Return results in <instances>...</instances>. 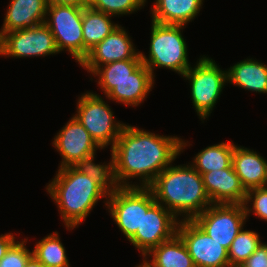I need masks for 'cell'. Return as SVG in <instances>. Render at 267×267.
<instances>
[{
    "instance_id": "obj_13",
    "label": "cell",
    "mask_w": 267,
    "mask_h": 267,
    "mask_svg": "<svg viewBox=\"0 0 267 267\" xmlns=\"http://www.w3.org/2000/svg\"><path fill=\"white\" fill-rule=\"evenodd\" d=\"M53 147L60 153L62 161L58 168L75 166L79 161L96 154L102 148L74 116L54 136Z\"/></svg>"
},
{
    "instance_id": "obj_18",
    "label": "cell",
    "mask_w": 267,
    "mask_h": 267,
    "mask_svg": "<svg viewBox=\"0 0 267 267\" xmlns=\"http://www.w3.org/2000/svg\"><path fill=\"white\" fill-rule=\"evenodd\" d=\"M232 165L246 191L264 186L267 160L256 151L235 145Z\"/></svg>"
},
{
    "instance_id": "obj_10",
    "label": "cell",
    "mask_w": 267,
    "mask_h": 267,
    "mask_svg": "<svg viewBox=\"0 0 267 267\" xmlns=\"http://www.w3.org/2000/svg\"><path fill=\"white\" fill-rule=\"evenodd\" d=\"M59 53L54 36L45 24L4 33L0 37V56L26 58Z\"/></svg>"
},
{
    "instance_id": "obj_30",
    "label": "cell",
    "mask_w": 267,
    "mask_h": 267,
    "mask_svg": "<svg viewBox=\"0 0 267 267\" xmlns=\"http://www.w3.org/2000/svg\"><path fill=\"white\" fill-rule=\"evenodd\" d=\"M28 238L16 241L0 260V267H25L32 251L26 247Z\"/></svg>"
},
{
    "instance_id": "obj_11",
    "label": "cell",
    "mask_w": 267,
    "mask_h": 267,
    "mask_svg": "<svg viewBox=\"0 0 267 267\" xmlns=\"http://www.w3.org/2000/svg\"><path fill=\"white\" fill-rule=\"evenodd\" d=\"M177 234L185 243L195 267H230L228 250L208 236L192 219H181Z\"/></svg>"
},
{
    "instance_id": "obj_3",
    "label": "cell",
    "mask_w": 267,
    "mask_h": 267,
    "mask_svg": "<svg viewBox=\"0 0 267 267\" xmlns=\"http://www.w3.org/2000/svg\"><path fill=\"white\" fill-rule=\"evenodd\" d=\"M46 190L56 203L67 230L78 227L100 199L109 195L74 166L59 168Z\"/></svg>"
},
{
    "instance_id": "obj_19",
    "label": "cell",
    "mask_w": 267,
    "mask_h": 267,
    "mask_svg": "<svg viewBox=\"0 0 267 267\" xmlns=\"http://www.w3.org/2000/svg\"><path fill=\"white\" fill-rule=\"evenodd\" d=\"M204 0H155L150 14L161 24L188 25L198 15Z\"/></svg>"
},
{
    "instance_id": "obj_6",
    "label": "cell",
    "mask_w": 267,
    "mask_h": 267,
    "mask_svg": "<svg viewBox=\"0 0 267 267\" xmlns=\"http://www.w3.org/2000/svg\"><path fill=\"white\" fill-rule=\"evenodd\" d=\"M189 81L193 106L201 121L210 116L219 99L224 84L228 83L227 70L221 69L215 60L203 55L182 76Z\"/></svg>"
},
{
    "instance_id": "obj_9",
    "label": "cell",
    "mask_w": 267,
    "mask_h": 267,
    "mask_svg": "<svg viewBox=\"0 0 267 267\" xmlns=\"http://www.w3.org/2000/svg\"><path fill=\"white\" fill-rule=\"evenodd\" d=\"M204 232L227 250L245 226L243 204H212L192 219Z\"/></svg>"
},
{
    "instance_id": "obj_28",
    "label": "cell",
    "mask_w": 267,
    "mask_h": 267,
    "mask_svg": "<svg viewBox=\"0 0 267 267\" xmlns=\"http://www.w3.org/2000/svg\"><path fill=\"white\" fill-rule=\"evenodd\" d=\"M146 2V0H89V6L111 16H123L142 9Z\"/></svg>"
},
{
    "instance_id": "obj_27",
    "label": "cell",
    "mask_w": 267,
    "mask_h": 267,
    "mask_svg": "<svg viewBox=\"0 0 267 267\" xmlns=\"http://www.w3.org/2000/svg\"><path fill=\"white\" fill-rule=\"evenodd\" d=\"M262 243L260 236L255 231L242 230L233 240L228 250V261L230 267H238L246 261Z\"/></svg>"
},
{
    "instance_id": "obj_23",
    "label": "cell",
    "mask_w": 267,
    "mask_h": 267,
    "mask_svg": "<svg viewBox=\"0 0 267 267\" xmlns=\"http://www.w3.org/2000/svg\"><path fill=\"white\" fill-rule=\"evenodd\" d=\"M234 146L233 141L210 145L195 155L191 165L201 175L210 171L228 168L232 164Z\"/></svg>"
},
{
    "instance_id": "obj_24",
    "label": "cell",
    "mask_w": 267,
    "mask_h": 267,
    "mask_svg": "<svg viewBox=\"0 0 267 267\" xmlns=\"http://www.w3.org/2000/svg\"><path fill=\"white\" fill-rule=\"evenodd\" d=\"M142 64L141 59H126L99 66L93 73L98 77V85L105 96L116 86L132 74Z\"/></svg>"
},
{
    "instance_id": "obj_5",
    "label": "cell",
    "mask_w": 267,
    "mask_h": 267,
    "mask_svg": "<svg viewBox=\"0 0 267 267\" xmlns=\"http://www.w3.org/2000/svg\"><path fill=\"white\" fill-rule=\"evenodd\" d=\"M180 220L156 202L148 187H143V221L129 241L144 258L153 248L177 234Z\"/></svg>"
},
{
    "instance_id": "obj_33",
    "label": "cell",
    "mask_w": 267,
    "mask_h": 267,
    "mask_svg": "<svg viewBox=\"0 0 267 267\" xmlns=\"http://www.w3.org/2000/svg\"><path fill=\"white\" fill-rule=\"evenodd\" d=\"M47 2L53 5H68L80 8L89 6V0H47Z\"/></svg>"
},
{
    "instance_id": "obj_7",
    "label": "cell",
    "mask_w": 267,
    "mask_h": 267,
    "mask_svg": "<svg viewBox=\"0 0 267 267\" xmlns=\"http://www.w3.org/2000/svg\"><path fill=\"white\" fill-rule=\"evenodd\" d=\"M78 98L74 118L102 149L108 145L112 148L126 124L116 121L112 108L98 94L86 91Z\"/></svg>"
},
{
    "instance_id": "obj_14",
    "label": "cell",
    "mask_w": 267,
    "mask_h": 267,
    "mask_svg": "<svg viewBox=\"0 0 267 267\" xmlns=\"http://www.w3.org/2000/svg\"><path fill=\"white\" fill-rule=\"evenodd\" d=\"M126 59H141V55L126 29L119 25L90 49L79 65L92 74L99 66Z\"/></svg>"
},
{
    "instance_id": "obj_4",
    "label": "cell",
    "mask_w": 267,
    "mask_h": 267,
    "mask_svg": "<svg viewBox=\"0 0 267 267\" xmlns=\"http://www.w3.org/2000/svg\"><path fill=\"white\" fill-rule=\"evenodd\" d=\"M150 48L148 57L140 52L142 63L154 75V69L166 68L181 76L191 67L188 47L184 40V25L151 22Z\"/></svg>"
},
{
    "instance_id": "obj_16",
    "label": "cell",
    "mask_w": 267,
    "mask_h": 267,
    "mask_svg": "<svg viewBox=\"0 0 267 267\" xmlns=\"http://www.w3.org/2000/svg\"><path fill=\"white\" fill-rule=\"evenodd\" d=\"M47 0H10L0 29V37L7 32L34 28L45 22Z\"/></svg>"
},
{
    "instance_id": "obj_22",
    "label": "cell",
    "mask_w": 267,
    "mask_h": 267,
    "mask_svg": "<svg viewBox=\"0 0 267 267\" xmlns=\"http://www.w3.org/2000/svg\"><path fill=\"white\" fill-rule=\"evenodd\" d=\"M111 15L95 10L90 6L83 8L82 30L84 39V58L90 49L104 40L119 24L111 20Z\"/></svg>"
},
{
    "instance_id": "obj_20",
    "label": "cell",
    "mask_w": 267,
    "mask_h": 267,
    "mask_svg": "<svg viewBox=\"0 0 267 267\" xmlns=\"http://www.w3.org/2000/svg\"><path fill=\"white\" fill-rule=\"evenodd\" d=\"M227 80L242 89L267 94V65L253 58L244 59L227 69Z\"/></svg>"
},
{
    "instance_id": "obj_1",
    "label": "cell",
    "mask_w": 267,
    "mask_h": 267,
    "mask_svg": "<svg viewBox=\"0 0 267 267\" xmlns=\"http://www.w3.org/2000/svg\"><path fill=\"white\" fill-rule=\"evenodd\" d=\"M188 141L125 125L111 148L119 187H148L183 152ZM138 179L132 184L130 179Z\"/></svg>"
},
{
    "instance_id": "obj_25",
    "label": "cell",
    "mask_w": 267,
    "mask_h": 267,
    "mask_svg": "<svg viewBox=\"0 0 267 267\" xmlns=\"http://www.w3.org/2000/svg\"><path fill=\"white\" fill-rule=\"evenodd\" d=\"M33 248L32 255L45 267H70L58 232L55 231L45 236Z\"/></svg>"
},
{
    "instance_id": "obj_21",
    "label": "cell",
    "mask_w": 267,
    "mask_h": 267,
    "mask_svg": "<svg viewBox=\"0 0 267 267\" xmlns=\"http://www.w3.org/2000/svg\"><path fill=\"white\" fill-rule=\"evenodd\" d=\"M148 256L152 259L149 260ZM144 259L149 267H195L185 243L178 234L153 248Z\"/></svg>"
},
{
    "instance_id": "obj_2",
    "label": "cell",
    "mask_w": 267,
    "mask_h": 267,
    "mask_svg": "<svg viewBox=\"0 0 267 267\" xmlns=\"http://www.w3.org/2000/svg\"><path fill=\"white\" fill-rule=\"evenodd\" d=\"M189 164H171L148 186L157 203L183 220L193 219L212 205L202 175Z\"/></svg>"
},
{
    "instance_id": "obj_29",
    "label": "cell",
    "mask_w": 267,
    "mask_h": 267,
    "mask_svg": "<svg viewBox=\"0 0 267 267\" xmlns=\"http://www.w3.org/2000/svg\"><path fill=\"white\" fill-rule=\"evenodd\" d=\"M243 205L247 219H249L248 216H250V212H253V214L261 218V220L267 221V188L259 187L249 189L246 193V199Z\"/></svg>"
},
{
    "instance_id": "obj_32",
    "label": "cell",
    "mask_w": 267,
    "mask_h": 267,
    "mask_svg": "<svg viewBox=\"0 0 267 267\" xmlns=\"http://www.w3.org/2000/svg\"><path fill=\"white\" fill-rule=\"evenodd\" d=\"M13 233L0 235V260L5 256L9 248L17 241Z\"/></svg>"
},
{
    "instance_id": "obj_17",
    "label": "cell",
    "mask_w": 267,
    "mask_h": 267,
    "mask_svg": "<svg viewBox=\"0 0 267 267\" xmlns=\"http://www.w3.org/2000/svg\"><path fill=\"white\" fill-rule=\"evenodd\" d=\"M154 78L150 70L142 63L129 77L117 83L105 97L119 104L137 107L152 91Z\"/></svg>"
},
{
    "instance_id": "obj_12",
    "label": "cell",
    "mask_w": 267,
    "mask_h": 267,
    "mask_svg": "<svg viewBox=\"0 0 267 267\" xmlns=\"http://www.w3.org/2000/svg\"><path fill=\"white\" fill-rule=\"evenodd\" d=\"M107 210L127 240L143 221V187H118L107 199Z\"/></svg>"
},
{
    "instance_id": "obj_35",
    "label": "cell",
    "mask_w": 267,
    "mask_h": 267,
    "mask_svg": "<svg viewBox=\"0 0 267 267\" xmlns=\"http://www.w3.org/2000/svg\"><path fill=\"white\" fill-rule=\"evenodd\" d=\"M136 267H147V262H146V260L144 259V260H143V263L139 264V265L136 266Z\"/></svg>"
},
{
    "instance_id": "obj_8",
    "label": "cell",
    "mask_w": 267,
    "mask_h": 267,
    "mask_svg": "<svg viewBox=\"0 0 267 267\" xmlns=\"http://www.w3.org/2000/svg\"><path fill=\"white\" fill-rule=\"evenodd\" d=\"M83 8L48 4L45 24L52 32L57 49L68 51L80 64L84 59Z\"/></svg>"
},
{
    "instance_id": "obj_36",
    "label": "cell",
    "mask_w": 267,
    "mask_h": 267,
    "mask_svg": "<svg viewBox=\"0 0 267 267\" xmlns=\"http://www.w3.org/2000/svg\"><path fill=\"white\" fill-rule=\"evenodd\" d=\"M264 188H267V176H266V181H265V184L263 186Z\"/></svg>"
},
{
    "instance_id": "obj_26",
    "label": "cell",
    "mask_w": 267,
    "mask_h": 267,
    "mask_svg": "<svg viewBox=\"0 0 267 267\" xmlns=\"http://www.w3.org/2000/svg\"><path fill=\"white\" fill-rule=\"evenodd\" d=\"M95 155L84 158L74 167L81 173L86 174L97 185H99L108 195H111L119 185L116 182L114 174V160L111 153V161L105 164H95Z\"/></svg>"
},
{
    "instance_id": "obj_31",
    "label": "cell",
    "mask_w": 267,
    "mask_h": 267,
    "mask_svg": "<svg viewBox=\"0 0 267 267\" xmlns=\"http://www.w3.org/2000/svg\"><path fill=\"white\" fill-rule=\"evenodd\" d=\"M238 267H267V245L262 242L255 252Z\"/></svg>"
},
{
    "instance_id": "obj_15",
    "label": "cell",
    "mask_w": 267,
    "mask_h": 267,
    "mask_svg": "<svg viewBox=\"0 0 267 267\" xmlns=\"http://www.w3.org/2000/svg\"><path fill=\"white\" fill-rule=\"evenodd\" d=\"M204 188L212 204H244L247 191L233 165L202 174Z\"/></svg>"
},
{
    "instance_id": "obj_34",
    "label": "cell",
    "mask_w": 267,
    "mask_h": 267,
    "mask_svg": "<svg viewBox=\"0 0 267 267\" xmlns=\"http://www.w3.org/2000/svg\"><path fill=\"white\" fill-rule=\"evenodd\" d=\"M25 267H45V266L32 255L28 259Z\"/></svg>"
}]
</instances>
